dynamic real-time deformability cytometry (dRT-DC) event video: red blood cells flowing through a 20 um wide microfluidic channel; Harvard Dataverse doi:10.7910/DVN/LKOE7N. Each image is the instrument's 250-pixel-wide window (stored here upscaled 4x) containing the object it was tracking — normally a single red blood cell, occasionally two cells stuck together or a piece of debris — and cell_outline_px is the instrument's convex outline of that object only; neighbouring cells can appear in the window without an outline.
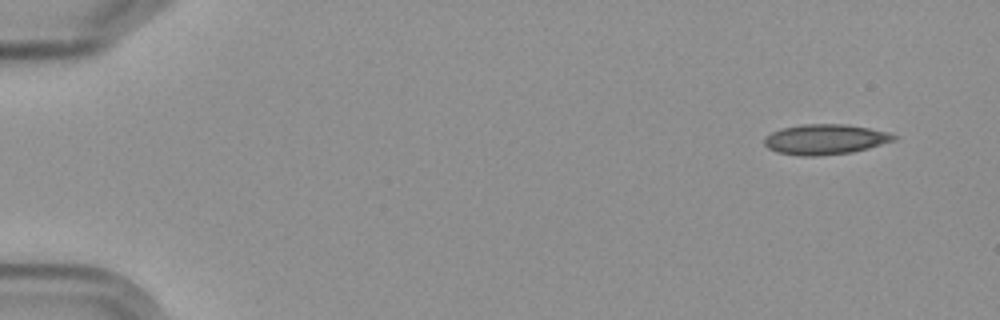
{"species": "Egyptian fruit bat (a non-hibernating species)", "species_latin": "Rousettus aegyptiacus", "temperature_condition": "cold", "stored_images_in_passage": 5, "camera_frame_rate_fps": 3000, "um_per_image_px": 0.085, "frame": {"image": 1, "passage_image": 1, "time_ms": 0.0, "image_size_px": [1000, 320], "cell_outline_px": [[900, 136], [896, 140], [868, 148], [852, 152], [812, 156], [804, 156], [776, 152], [768, 148], [764, 144], [764, 136], [780, 128], [804, 124], [848, 124], [888, 132]], "centroid_in_image_um": [70.14, 11.83], "position_along_channel_um": 14.9, "area_um2": 22.89}}
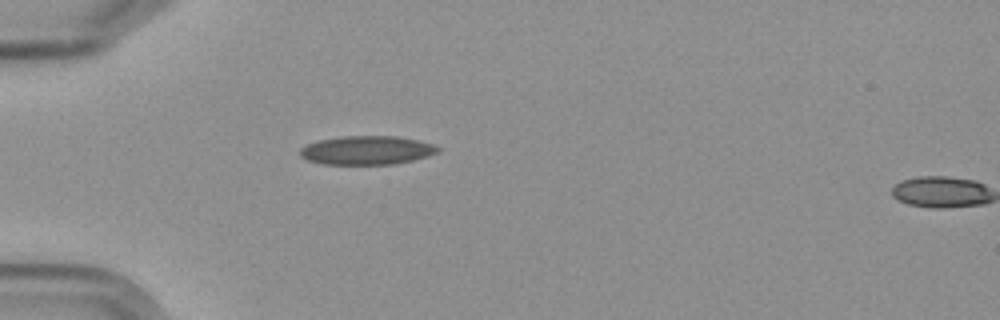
{"frame": {"image": 2, "passage_image": 4, "time_ms": 4.333, "image_size_px": [1000, 320], "cell_outline_px": [[440, 152], [428, 156], [412, 160], [392, 164], [324, 164], [308, 160], [300, 156], [300, 148], [308, 144], [320, 140], [344, 136], [396, 136], [420, 140], [432, 144], [440, 148]], "centroid_in_image_um": [31.21, 12.77], "position_along_channel_um": 53.8, "area_um2": 23.0}}